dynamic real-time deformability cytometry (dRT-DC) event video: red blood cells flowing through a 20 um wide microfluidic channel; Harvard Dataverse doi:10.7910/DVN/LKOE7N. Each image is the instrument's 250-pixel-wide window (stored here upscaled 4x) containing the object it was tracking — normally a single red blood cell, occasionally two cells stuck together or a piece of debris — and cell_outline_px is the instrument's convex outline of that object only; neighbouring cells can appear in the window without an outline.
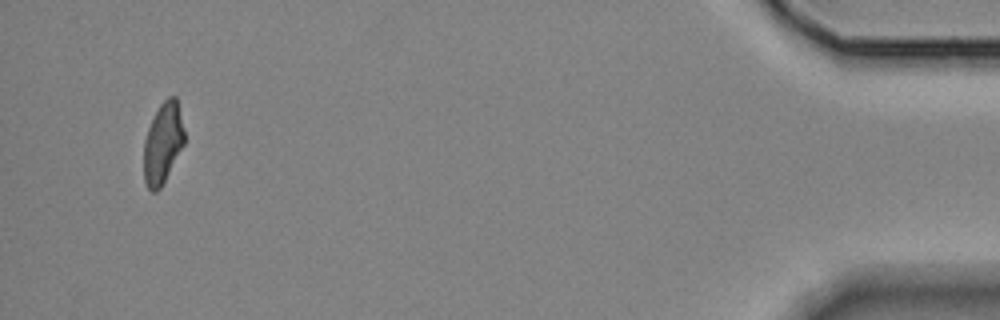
{"species": "Egyptian fruit bat (a non-hibernating species)", "species_latin": "Rousettus aegyptiacus", "temperature_condition": "room temperature", "stored_images_in_passage": 14, "camera_frame_rate_fps": 3000, "um_per_image_px": 0.085, "animal": {"sex": "female"}, "frame": {"image": 1, "passage_image": 14, "time_ms": 16.0, "image_size_px": [1000, 320], "cell_outline_px": [[184, 144], [160, 188], [156, 192], [152, 192], [144, 184], [144, 140], [148, 128], [160, 104], [168, 96], [176, 96], [184, 128]], "centroid_in_image_um": [13.83, 12.17], "position_along_channel_um": 421.4, "area_um2": 18.96}, "authors_computed_cell_mechanics": {"area_um2": 22.7732, "velocity_mm_per_s": 3.5977, "shape_relaxation_time_tau1_ms": null, "shape_relaxation_time_tau2_ms": 3.7064, "deformation_change_tau1": null, "deformation_change_tau2": 0.1116}}